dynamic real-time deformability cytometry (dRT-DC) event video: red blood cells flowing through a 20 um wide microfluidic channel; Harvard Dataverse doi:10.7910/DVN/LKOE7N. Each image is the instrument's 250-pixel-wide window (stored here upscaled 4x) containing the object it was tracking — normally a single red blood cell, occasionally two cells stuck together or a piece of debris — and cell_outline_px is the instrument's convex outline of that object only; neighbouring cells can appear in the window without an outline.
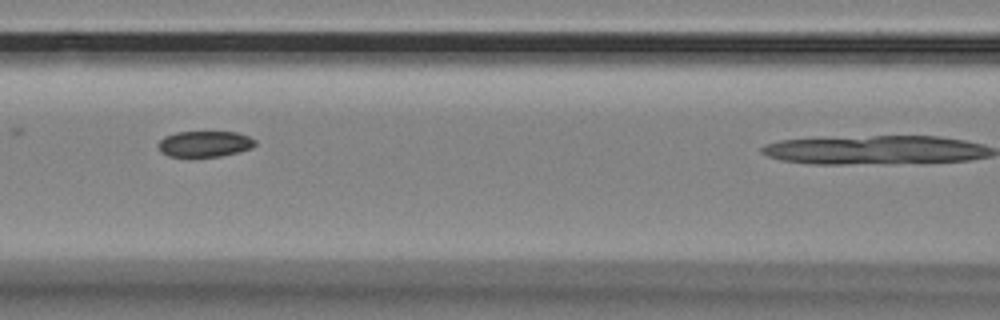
{"species": "Egyptian fruit bat (a non-hibernating species)", "species_latin": "Rousettus aegyptiacus", "temperature_condition": "room temperature", "stored_images_in_passage": 14, "camera_frame_rate_fps": 3000, "um_per_image_px": 0.085, "animal": {"sex": "female"}, "frame": {"image": 1, "passage_image": 7, "time_ms": 2.0, "image_size_px": [1000, 320], "cell_outline_px": [[256, 144], [252, 148], [240, 152], [220, 156], [168, 156], [160, 152], [156, 144], [164, 136], [176, 132], [236, 132], [248, 136], [256, 140]], "centroid_in_image_um": [17.39, 12.23], "position_along_channel_um": 149.2, "area_um2": 14.74}}
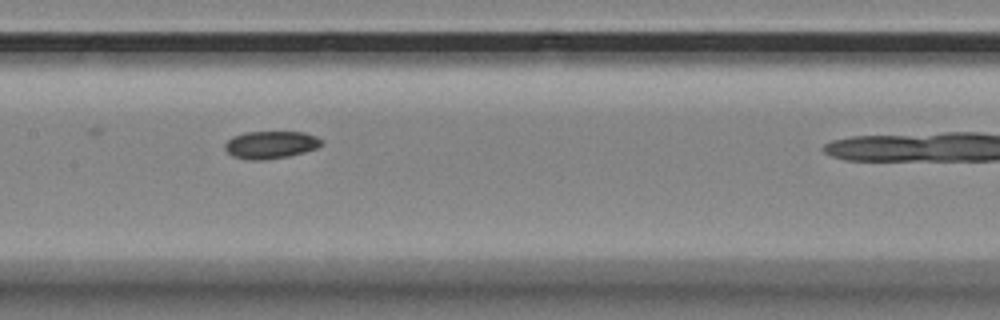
{"frame": {"image": 2, "passage_image": 10, "time_ms": 3.0, "image_size_px": [1000, 320], "cell_outline_px": [[324, 144], [316, 148], [304, 152], [288, 156], [264, 160], [252, 160], [232, 156], [224, 148], [224, 144], [232, 136], [244, 132], [304, 132], [316, 136], [324, 140]], "centroid_in_image_um": [23.02, 12.3], "position_along_channel_um": 184.4, "area_um2": 15.61}}